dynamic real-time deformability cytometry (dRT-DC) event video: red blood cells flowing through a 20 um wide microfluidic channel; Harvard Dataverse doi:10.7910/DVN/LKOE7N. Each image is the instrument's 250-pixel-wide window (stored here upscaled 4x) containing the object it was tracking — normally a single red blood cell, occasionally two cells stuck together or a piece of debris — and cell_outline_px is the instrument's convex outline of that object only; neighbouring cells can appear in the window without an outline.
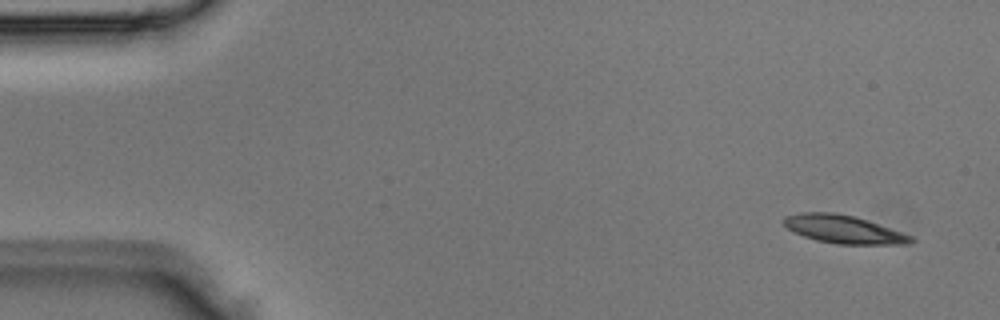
{"species": "Egyptian fruit bat (a non-hibernating species)", "species_latin": "Rousettus aegyptiacus", "temperature_condition": "room temperature", "stored_images_in_passage": 4, "camera_frame_rate_fps": 3000, "um_per_image_px": 0.085, "animal": {"sex": "male"}, "frame": {"image": 1, "passage_image": 1, "time_ms": 0.0, "image_size_px": [1000, 320], "cell_outline_px": [[916, 240], [908, 244], [836, 244], [816, 240], [804, 236], [788, 228], [784, 224], [784, 216], [800, 212], [836, 212], [868, 220], [912, 236]], "centroid_in_image_um": [71.71, 19.48], "position_along_channel_um": 13.3, "area_um2": 20.69}}
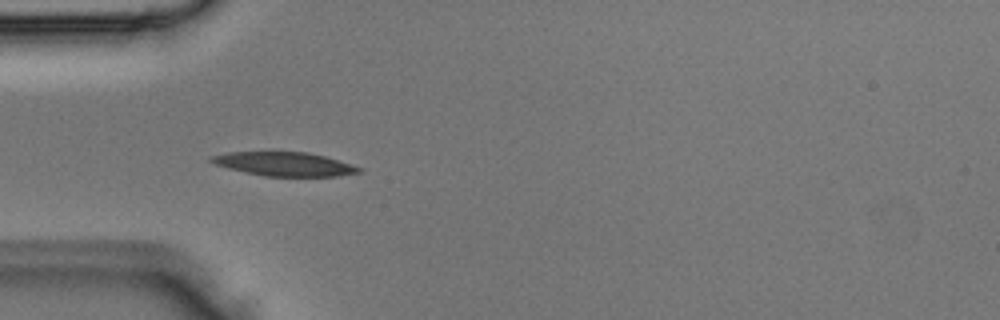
{"frame": {"image": 2, "passage_image": 4, "time_ms": 1.0, "image_size_px": [1000, 320], "cell_outline_px": [[364, 172], [336, 176], [264, 176], [228, 168], [216, 164], [208, 160], [208, 156], [228, 152], [304, 152], [324, 156], [352, 164], [364, 168]], "centroid_in_image_um": [24.19, 13.94], "position_along_channel_um": 60.8, "area_um2": 20.52}}